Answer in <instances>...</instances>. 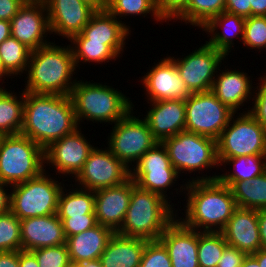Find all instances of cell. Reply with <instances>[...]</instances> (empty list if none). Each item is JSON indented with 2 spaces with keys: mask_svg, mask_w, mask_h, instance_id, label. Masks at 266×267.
Returning <instances> with one entry per match:
<instances>
[{
  "mask_svg": "<svg viewBox=\"0 0 266 267\" xmlns=\"http://www.w3.org/2000/svg\"><path fill=\"white\" fill-rule=\"evenodd\" d=\"M218 175L192 177L184 184L188 191L185 218L179 219L186 227L197 231L220 232L238 208L231 189L221 183Z\"/></svg>",
  "mask_w": 266,
  "mask_h": 267,
  "instance_id": "obj_1",
  "label": "cell"
},
{
  "mask_svg": "<svg viewBox=\"0 0 266 267\" xmlns=\"http://www.w3.org/2000/svg\"><path fill=\"white\" fill-rule=\"evenodd\" d=\"M79 127L69 95L24 92L21 134L46 149Z\"/></svg>",
  "mask_w": 266,
  "mask_h": 267,
  "instance_id": "obj_2",
  "label": "cell"
},
{
  "mask_svg": "<svg viewBox=\"0 0 266 267\" xmlns=\"http://www.w3.org/2000/svg\"><path fill=\"white\" fill-rule=\"evenodd\" d=\"M76 64L70 45L50 43L33 50L26 70L24 92L70 95L77 78L73 79ZM28 72V74H27Z\"/></svg>",
  "mask_w": 266,
  "mask_h": 267,
  "instance_id": "obj_3",
  "label": "cell"
},
{
  "mask_svg": "<svg viewBox=\"0 0 266 267\" xmlns=\"http://www.w3.org/2000/svg\"><path fill=\"white\" fill-rule=\"evenodd\" d=\"M168 201L170 200L157 193L140 189L135 185L124 221L116 232L148 241L159 240L164 230L178 218L174 207Z\"/></svg>",
  "mask_w": 266,
  "mask_h": 267,
  "instance_id": "obj_4",
  "label": "cell"
},
{
  "mask_svg": "<svg viewBox=\"0 0 266 267\" xmlns=\"http://www.w3.org/2000/svg\"><path fill=\"white\" fill-rule=\"evenodd\" d=\"M69 96L78 125L83 120L115 124L134 106L130 98L112 86L90 81L84 82V80L76 82Z\"/></svg>",
  "mask_w": 266,
  "mask_h": 267,
  "instance_id": "obj_5",
  "label": "cell"
},
{
  "mask_svg": "<svg viewBox=\"0 0 266 267\" xmlns=\"http://www.w3.org/2000/svg\"><path fill=\"white\" fill-rule=\"evenodd\" d=\"M45 149L23 134L0 136V182L15 185L45 169Z\"/></svg>",
  "mask_w": 266,
  "mask_h": 267,
  "instance_id": "obj_6",
  "label": "cell"
},
{
  "mask_svg": "<svg viewBox=\"0 0 266 267\" xmlns=\"http://www.w3.org/2000/svg\"><path fill=\"white\" fill-rule=\"evenodd\" d=\"M46 173L44 170L30 180L11 186L10 211L20 220L57 213L61 185L64 184Z\"/></svg>",
  "mask_w": 266,
  "mask_h": 267,
  "instance_id": "obj_7",
  "label": "cell"
},
{
  "mask_svg": "<svg viewBox=\"0 0 266 267\" xmlns=\"http://www.w3.org/2000/svg\"><path fill=\"white\" fill-rule=\"evenodd\" d=\"M240 114L236 119L235 114L231 117L230 125L224 128L216 140L220 166L226 158L266 155V128L248 111Z\"/></svg>",
  "mask_w": 266,
  "mask_h": 267,
  "instance_id": "obj_8",
  "label": "cell"
},
{
  "mask_svg": "<svg viewBox=\"0 0 266 267\" xmlns=\"http://www.w3.org/2000/svg\"><path fill=\"white\" fill-rule=\"evenodd\" d=\"M162 143L179 175L184 171L200 173V170L219 166L216 140L213 138L184 130L164 139Z\"/></svg>",
  "mask_w": 266,
  "mask_h": 267,
  "instance_id": "obj_9",
  "label": "cell"
},
{
  "mask_svg": "<svg viewBox=\"0 0 266 267\" xmlns=\"http://www.w3.org/2000/svg\"><path fill=\"white\" fill-rule=\"evenodd\" d=\"M132 113L133 109L115 123L106 147L130 169L132 163H137L147 150L159 142L147 122Z\"/></svg>",
  "mask_w": 266,
  "mask_h": 267,
  "instance_id": "obj_10",
  "label": "cell"
},
{
  "mask_svg": "<svg viewBox=\"0 0 266 267\" xmlns=\"http://www.w3.org/2000/svg\"><path fill=\"white\" fill-rule=\"evenodd\" d=\"M185 131L217 140L236 114L221 103L212 91L191 93L185 100Z\"/></svg>",
  "mask_w": 266,
  "mask_h": 267,
  "instance_id": "obj_11",
  "label": "cell"
},
{
  "mask_svg": "<svg viewBox=\"0 0 266 267\" xmlns=\"http://www.w3.org/2000/svg\"><path fill=\"white\" fill-rule=\"evenodd\" d=\"M178 176L162 142L147 150L131 167V178L140 189L157 193L167 200V189L176 183L174 181H177Z\"/></svg>",
  "mask_w": 266,
  "mask_h": 267,
  "instance_id": "obj_12",
  "label": "cell"
},
{
  "mask_svg": "<svg viewBox=\"0 0 266 267\" xmlns=\"http://www.w3.org/2000/svg\"><path fill=\"white\" fill-rule=\"evenodd\" d=\"M131 177V169L109 149L94 147L82 169L75 176L78 187L96 191L124 183Z\"/></svg>",
  "mask_w": 266,
  "mask_h": 267,
  "instance_id": "obj_13",
  "label": "cell"
},
{
  "mask_svg": "<svg viewBox=\"0 0 266 267\" xmlns=\"http://www.w3.org/2000/svg\"><path fill=\"white\" fill-rule=\"evenodd\" d=\"M225 57L224 53L206 42L184 58H170L174 61L189 92L200 93L211 91L215 73L221 71L219 65Z\"/></svg>",
  "mask_w": 266,
  "mask_h": 267,
  "instance_id": "obj_14",
  "label": "cell"
},
{
  "mask_svg": "<svg viewBox=\"0 0 266 267\" xmlns=\"http://www.w3.org/2000/svg\"><path fill=\"white\" fill-rule=\"evenodd\" d=\"M10 23L11 36L32 51L51 43L46 39L51 31L47 8L43 0L26 1Z\"/></svg>",
  "mask_w": 266,
  "mask_h": 267,
  "instance_id": "obj_15",
  "label": "cell"
},
{
  "mask_svg": "<svg viewBox=\"0 0 266 267\" xmlns=\"http://www.w3.org/2000/svg\"><path fill=\"white\" fill-rule=\"evenodd\" d=\"M93 148L79 127L73 133L52 142L45 149V163H49L47 166H55L54 168L58 170L56 174L61 173L66 177L72 174V177H75Z\"/></svg>",
  "mask_w": 266,
  "mask_h": 267,
  "instance_id": "obj_16",
  "label": "cell"
},
{
  "mask_svg": "<svg viewBox=\"0 0 266 267\" xmlns=\"http://www.w3.org/2000/svg\"><path fill=\"white\" fill-rule=\"evenodd\" d=\"M150 71L142 77L148 102L180 99L186 100L191 93L181 79L174 61L168 56L160 59Z\"/></svg>",
  "mask_w": 266,
  "mask_h": 267,
  "instance_id": "obj_17",
  "label": "cell"
},
{
  "mask_svg": "<svg viewBox=\"0 0 266 267\" xmlns=\"http://www.w3.org/2000/svg\"><path fill=\"white\" fill-rule=\"evenodd\" d=\"M49 18L51 34L70 40L80 34L96 12L82 0H43Z\"/></svg>",
  "mask_w": 266,
  "mask_h": 267,
  "instance_id": "obj_18",
  "label": "cell"
},
{
  "mask_svg": "<svg viewBox=\"0 0 266 267\" xmlns=\"http://www.w3.org/2000/svg\"><path fill=\"white\" fill-rule=\"evenodd\" d=\"M136 185L130 177L124 183L94 191L97 223L116 232L122 225L129 207L132 188Z\"/></svg>",
  "mask_w": 266,
  "mask_h": 267,
  "instance_id": "obj_19",
  "label": "cell"
},
{
  "mask_svg": "<svg viewBox=\"0 0 266 267\" xmlns=\"http://www.w3.org/2000/svg\"><path fill=\"white\" fill-rule=\"evenodd\" d=\"M159 240L168 250L172 267H199L197 230L186 227L176 218Z\"/></svg>",
  "mask_w": 266,
  "mask_h": 267,
  "instance_id": "obj_20",
  "label": "cell"
},
{
  "mask_svg": "<svg viewBox=\"0 0 266 267\" xmlns=\"http://www.w3.org/2000/svg\"><path fill=\"white\" fill-rule=\"evenodd\" d=\"M220 232L228 245L247 255L262 248L256 209L238 207Z\"/></svg>",
  "mask_w": 266,
  "mask_h": 267,
  "instance_id": "obj_21",
  "label": "cell"
},
{
  "mask_svg": "<svg viewBox=\"0 0 266 267\" xmlns=\"http://www.w3.org/2000/svg\"><path fill=\"white\" fill-rule=\"evenodd\" d=\"M20 223L22 250L32 251L66 243L63 223L57 213L25 218Z\"/></svg>",
  "mask_w": 266,
  "mask_h": 267,
  "instance_id": "obj_22",
  "label": "cell"
},
{
  "mask_svg": "<svg viewBox=\"0 0 266 267\" xmlns=\"http://www.w3.org/2000/svg\"><path fill=\"white\" fill-rule=\"evenodd\" d=\"M148 103L152 107L143 118L159 142L185 130L186 109L184 100L172 99Z\"/></svg>",
  "mask_w": 266,
  "mask_h": 267,
  "instance_id": "obj_23",
  "label": "cell"
},
{
  "mask_svg": "<svg viewBox=\"0 0 266 267\" xmlns=\"http://www.w3.org/2000/svg\"><path fill=\"white\" fill-rule=\"evenodd\" d=\"M118 20L107 10L96 11L90 18L87 25L82 29L81 34L89 42H103L111 45L119 54L124 52V45L127 36L131 35L129 25ZM130 31V33H129Z\"/></svg>",
  "mask_w": 266,
  "mask_h": 267,
  "instance_id": "obj_24",
  "label": "cell"
},
{
  "mask_svg": "<svg viewBox=\"0 0 266 267\" xmlns=\"http://www.w3.org/2000/svg\"><path fill=\"white\" fill-rule=\"evenodd\" d=\"M221 72L219 73L220 75L216 73L211 91L221 103L236 113L238 109H241L240 106H244L245 101L248 102L253 99L251 98L254 95L252 88L255 87L252 86V80L249 78L251 76H248L247 73L236 71V68L234 71L227 69L225 72Z\"/></svg>",
  "mask_w": 266,
  "mask_h": 267,
  "instance_id": "obj_25",
  "label": "cell"
},
{
  "mask_svg": "<svg viewBox=\"0 0 266 267\" xmlns=\"http://www.w3.org/2000/svg\"><path fill=\"white\" fill-rule=\"evenodd\" d=\"M114 233L111 228L97 224L91 229L68 237L66 244L72 265L100 259Z\"/></svg>",
  "mask_w": 266,
  "mask_h": 267,
  "instance_id": "obj_26",
  "label": "cell"
},
{
  "mask_svg": "<svg viewBox=\"0 0 266 267\" xmlns=\"http://www.w3.org/2000/svg\"><path fill=\"white\" fill-rule=\"evenodd\" d=\"M147 240L115 232L100 256L103 267H139Z\"/></svg>",
  "mask_w": 266,
  "mask_h": 267,
  "instance_id": "obj_27",
  "label": "cell"
},
{
  "mask_svg": "<svg viewBox=\"0 0 266 267\" xmlns=\"http://www.w3.org/2000/svg\"><path fill=\"white\" fill-rule=\"evenodd\" d=\"M245 19L242 16L225 11L213 17L202 29L211 36L209 41L206 42L228 56L229 52H231L230 49L234 45L233 39L236 37L243 40ZM220 28L222 32H218Z\"/></svg>",
  "mask_w": 266,
  "mask_h": 267,
  "instance_id": "obj_28",
  "label": "cell"
},
{
  "mask_svg": "<svg viewBox=\"0 0 266 267\" xmlns=\"http://www.w3.org/2000/svg\"><path fill=\"white\" fill-rule=\"evenodd\" d=\"M221 183L230 187L237 207L256 210L266 207V172L251 181Z\"/></svg>",
  "mask_w": 266,
  "mask_h": 267,
  "instance_id": "obj_29",
  "label": "cell"
},
{
  "mask_svg": "<svg viewBox=\"0 0 266 267\" xmlns=\"http://www.w3.org/2000/svg\"><path fill=\"white\" fill-rule=\"evenodd\" d=\"M9 91L3 87L0 89V136L20 134L22 131L24 91L20 97Z\"/></svg>",
  "mask_w": 266,
  "mask_h": 267,
  "instance_id": "obj_30",
  "label": "cell"
},
{
  "mask_svg": "<svg viewBox=\"0 0 266 267\" xmlns=\"http://www.w3.org/2000/svg\"><path fill=\"white\" fill-rule=\"evenodd\" d=\"M69 41L72 43L70 47L76 67L80 62L108 63L109 60H116L120 55L111 45H105L103 42H89L81 33L73 36Z\"/></svg>",
  "mask_w": 266,
  "mask_h": 267,
  "instance_id": "obj_31",
  "label": "cell"
},
{
  "mask_svg": "<svg viewBox=\"0 0 266 267\" xmlns=\"http://www.w3.org/2000/svg\"><path fill=\"white\" fill-rule=\"evenodd\" d=\"M233 164L234 170L219 174L218 180L220 182H242L251 181L254 177L262 175L266 172V155H249L239 156L235 158H226L221 166ZM227 174V175H226Z\"/></svg>",
  "mask_w": 266,
  "mask_h": 267,
  "instance_id": "obj_32",
  "label": "cell"
},
{
  "mask_svg": "<svg viewBox=\"0 0 266 267\" xmlns=\"http://www.w3.org/2000/svg\"><path fill=\"white\" fill-rule=\"evenodd\" d=\"M60 192L58 199V217L82 216L83 214H95V195L89 189L75 188L67 192L66 188ZM66 191V193L64 192Z\"/></svg>",
  "mask_w": 266,
  "mask_h": 267,
  "instance_id": "obj_33",
  "label": "cell"
},
{
  "mask_svg": "<svg viewBox=\"0 0 266 267\" xmlns=\"http://www.w3.org/2000/svg\"><path fill=\"white\" fill-rule=\"evenodd\" d=\"M226 0H189L187 7L174 19L203 28L213 17L225 11Z\"/></svg>",
  "mask_w": 266,
  "mask_h": 267,
  "instance_id": "obj_34",
  "label": "cell"
},
{
  "mask_svg": "<svg viewBox=\"0 0 266 267\" xmlns=\"http://www.w3.org/2000/svg\"><path fill=\"white\" fill-rule=\"evenodd\" d=\"M32 50L13 36L0 44V59L4 69L12 76L27 70Z\"/></svg>",
  "mask_w": 266,
  "mask_h": 267,
  "instance_id": "obj_35",
  "label": "cell"
},
{
  "mask_svg": "<svg viewBox=\"0 0 266 267\" xmlns=\"http://www.w3.org/2000/svg\"><path fill=\"white\" fill-rule=\"evenodd\" d=\"M227 245L221 232L198 231L199 267H217Z\"/></svg>",
  "mask_w": 266,
  "mask_h": 267,
  "instance_id": "obj_36",
  "label": "cell"
},
{
  "mask_svg": "<svg viewBox=\"0 0 266 267\" xmlns=\"http://www.w3.org/2000/svg\"><path fill=\"white\" fill-rule=\"evenodd\" d=\"M106 10L114 15L118 20L121 17L133 15H146L149 13L154 16L156 22H163L164 19L159 14L156 0H107Z\"/></svg>",
  "mask_w": 266,
  "mask_h": 267,
  "instance_id": "obj_37",
  "label": "cell"
},
{
  "mask_svg": "<svg viewBox=\"0 0 266 267\" xmlns=\"http://www.w3.org/2000/svg\"><path fill=\"white\" fill-rule=\"evenodd\" d=\"M20 250H22L20 219L11 211L0 214V252Z\"/></svg>",
  "mask_w": 266,
  "mask_h": 267,
  "instance_id": "obj_38",
  "label": "cell"
},
{
  "mask_svg": "<svg viewBox=\"0 0 266 267\" xmlns=\"http://www.w3.org/2000/svg\"><path fill=\"white\" fill-rule=\"evenodd\" d=\"M242 43L251 49L266 50V16H250L245 19Z\"/></svg>",
  "mask_w": 266,
  "mask_h": 267,
  "instance_id": "obj_39",
  "label": "cell"
},
{
  "mask_svg": "<svg viewBox=\"0 0 266 267\" xmlns=\"http://www.w3.org/2000/svg\"><path fill=\"white\" fill-rule=\"evenodd\" d=\"M39 267H72L67 244L43 247L31 251Z\"/></svg>",
  "mask_w": 266,
  "mask_h": 267,
  "instance_id": "obj_40",
  "label": "cell"
},
{
  "mask_svg": "<svg viewBox=\"0 0 266 267\" xmlns=\"http://www.w3.org/2000/svg\"><path fill=\"white\" fill-rule=\"evenodd\" d=\"M139 267H172L168 250L160 240H147Z\"/></svg>",
  "mask_w": 266,
  "mask_h": 267,
  "instance_id": "obj_41",
  "label": "cell"
},
{
  "mask_svg": "<svg viewBox=\"0 0 266 267\" xmlns=\"http://www.w3.org/2000/svg\"><path fill=\"white\" fill-rule=\"evenodd\" d=\"M63 223L66 239L75 234L96 226L97 220L95 214H83L82 216L59 217Z\"/></svg>",
  "mask_w": 266,
  "mask_h": 267,
  "instance_id": "obj_42",
  "label": "cell"
},
{
  "mask_svg": "<svg viewBox=\"0 0 266 267\" xmlns=\"http://www.w3.org/2000/svg\"><path fill=\"white\" fill-rule=\"evenodd\" d=\"M259 79L261 83L255 88L258 92L253 95L254 104L248 112L266 128V79L263 76Z\"/></svg>",
  "mask_w": 266,
  "mask_h": 267,
  "instance_id": "obj_43",
  "label": "cell"
},
{
  "mask_svg": "<svg viewBox=\"0 0 266 267\" xmlns=\"http://www.w3.org/2000/svg\"><path fill=\"white\" fill-rule=\"evenodd\" d=\"M189 0H156L159 14L165 20H174L188 5Z\"/></svg>",
  "mask_w": 266,
  "mask_h": 267,
  "instance_id": "obj_44",
  "label": "cell"
},
{
  "mask_svg": "<svg viewBox=\"0 0 266 267\" xmlns=\"http://www.w3.org/2000/svg\"><path fill=\"white\" fill-rule=\"evenodd\" d=\"M247 254L236 247L227 245L219 259L217 267H241Z\"/></svg>",
  "mask_w": 266,
  "mask_h": 267,
  "instance_id": "obj_45",
  "label": "cell"
},
{
  "mask_svg": "<svg viewBox=\"0 0 266 267\" xmlns=\"http://www.w3.org/2000/svg\"><path fill=\"white\" fill-rule=\"evenodd\" d=\"M225 12L242 16L244 18L251 16L250 0H226Z\"/></svg>",
  "mask_w": 266,
  "mask_h": 267,
  "instance_id": "obj_46",
  "label": "cell"
},
{
  "mask_svg": "<svg viewBox=\"0 0 266 267\" xmlns=\"http://www.w3.org/2000/svg\"><path fill=\"white\" fill-rule=\"evenodd\" d=\"M26 0H0V20L10 21Z\"/></svg>",
  "mask_w": 266,
  "mask_h": 267,
  "instance_id": "obj_47",
  "label": "cell"
},
{
  "mask_svg": "<svg viewBox=\"0 0 266 267\" xmlns=\"http://www.w3.org/2000/svg\"><path fill=\"white\" fill-rule=\"evenodd\" d=\"M0 267H19V251L0 252Z\"/></svg>",
  "mask_w": 266,
  "mask_h": 267,
  "instance_id": "obj_48",
  "label": "cell"
},
{
  "mask_svg": "<svg viewBox=\"0 0 266 267\" xmlns=\"http://www.w3.org/2000/svg\"><path fill=\"white\" fill-rule=\"evenodd\" d=\"M19 267H39L35 255L31 251H19Z\"/></svg>",
  "mask_w": 266,
  "mask_h": 267,
  "instance_id": "obj_49",
  "label": "cell"
},
{
  "mask_svg": "<svg viewBox=\"0 0 266 267\" xmlns=\"http://www.w3.org/2000/svg\"><path fill=\"white\" fill-rule=\"evenodd\" d=\"M258 226L262 248L266 249V207L257 210Z\"/></svg>",
  "mask_w": 266,
  "mask_h": 267,
  "instance_id": "obj_50",
  "label": "cell"
},
{
  "mask_svg": "<svg viewBox=\"0 0 266 267\" xmlns=\"http://www.w3.org/2000/svg\"><path fill=\"white\" fill-rule=\"evenodd\" d=\"M7 187L11 188L10 185L0 182V214L10 211V193H7Z\"/></svg>",
  "mask_w": 266,
  "mask_h": 267,
  "instance_id": "obj_51",
  "label": "cell"
},
{
  "mask_svg": "<svg viewBox=\"0 0 266 267\" xmlns=\"http://www.w3.org/2000/svg\"><path fill=\"white\" fill-rule=\"evenodd\" d=\"M251 16H266V0H250Z\"/></svg>",
  "mask_w": 266,
  "mask_h": 267,
  "instance_id": "obj_52",
  "label": "cell"
},
{
  "mask_svg": "<svg viewBox=\"0 0 266 267\" xmlns=\"http://www.w3.org/2000/svg\"><path fill=\"white\" fill-rule=\"evenodd\" d=\"M11 36V23L7 20H0V44Z\"/></svg>",
  "mask_w": 266,
  "mask_h": 267,
  "instance_id": "obj_53",
  "label": "cell"
},
{
  "mask_svg": "<svg viewBox=\"0 0 266 267\" xmlns=\"http://www.w3.org/2000/svg\"><path fill=\"white\" fill-rule=\"evenodd\" d=\"M84 3L92 7L95 11H105L107 8V0H82Z\"/></svg>",
  "mask_w": 266,
  "mask_h": 267,
  "instance_id": "obj_54",
  "label": "cell"
},
{
  "mask_svg": "<svg viewBox=\"0 0 266 267\" xmlns=\"http://www.w3.org/2000/svg\"><path fill=\"white\" fill-rule=\"evenodd\" d=\"M252 255L257 259L259 266L266 267V249L260 248Z\"/></svg>",
  "mask_w": 266,
  "mask_h": 267,
  "instance_id": "obj_55",
  "label": "cell"
},
{
  "mask_svg": "<svg viewBox=\"0 0 266 267\" xmlns=\"http://www.w3.org/2000/svg\"><path fill=\"white\" fill-rule=\"evenodd\" d=\"M241 267H262V266H259L257 259L252 254H250L245 257Z\"/></svg>",
  "mask_w": 266,
  "mask_h": 267,
  "instance_id": "obj_56",
  "label": "cell"
},
{
  "mask_svg": "<svg viewBox=\"0 0 266 267\" xmlns=\"http://www.w3.org/2000/svg\"><path fill=\"white\" fill-rule=\"evenodd\" d=\"M72 267H103V266L100 259H97L92 261H86L77 266H72Z\"/></svg>",
  "mask_w": 266,
  "mask_h": 267,
  "instance_id": "obj_57",
  "label": "cell"
},
{
  "mask_svg": "<svg viewBox=\"0 0 266 267\" xmlns=\"http://www.w3.org/2000/svg\"><path fill=\"white\" fill-rule=\"evenodd\" d=\"M5 76L11 77V75L4 69L1 59H0V81H2V78H5ZM0 89H1V85H0Z\"/></svg>",
  "mask_w": 266,
  "mask_h": 267,
  "instance_id": "obj_58",
  "label": "cell"
},
{
  "mask_svg": "<svg viewBox=\"0 0 266 267\" xmlns=\"http://www.w3.org/2000/svg\"><path fill=\"white\" fill-rule=\"evenodd\" d=\"M26 1H42V0H26Z\"/></svg>",
  "mask_w": 266,
  "mask_h": 267,
  "instance_id": "obj_59",
  "label": "cell"
}]
</instances>
